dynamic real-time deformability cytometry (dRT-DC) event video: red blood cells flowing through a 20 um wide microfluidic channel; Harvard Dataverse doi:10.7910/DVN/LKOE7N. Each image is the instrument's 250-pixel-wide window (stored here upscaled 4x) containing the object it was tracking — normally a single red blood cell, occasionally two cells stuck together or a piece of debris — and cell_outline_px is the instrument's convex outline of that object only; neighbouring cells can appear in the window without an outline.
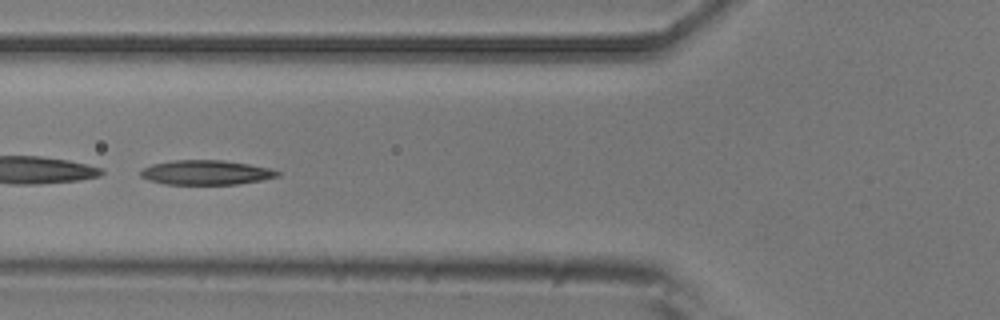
{"species": "common noctule bat (a hibernating species)", "species_latin": "Nyctalus noctula", "temperature_condition": "room temperature", "stored_images_in_passage": 7, "camera_frame_rate_fps": 3000, "um_per_image_px": 0.085, "animal": {"sex": "male", "body_mass_g": 20.5, "forearm_length_mm": 52.5}, "frame": {"image": 1, "passage_image": 6, "time_ms": 1.667, "image_size_px": [1000, 320], "cell_outline_px": [[280, 176], [260, 180], [236, 184], [164, 184], [148, 180], [140, 176], [140, 172], [144, 168], [152, 164], [176, 160], [220, 160], [248, 164], [268, 168], [280, 172]], "centroid_in_image_um": [17.49, 14.66], "position_along_channel_um": 108.3, "area_um2": 19.36}}